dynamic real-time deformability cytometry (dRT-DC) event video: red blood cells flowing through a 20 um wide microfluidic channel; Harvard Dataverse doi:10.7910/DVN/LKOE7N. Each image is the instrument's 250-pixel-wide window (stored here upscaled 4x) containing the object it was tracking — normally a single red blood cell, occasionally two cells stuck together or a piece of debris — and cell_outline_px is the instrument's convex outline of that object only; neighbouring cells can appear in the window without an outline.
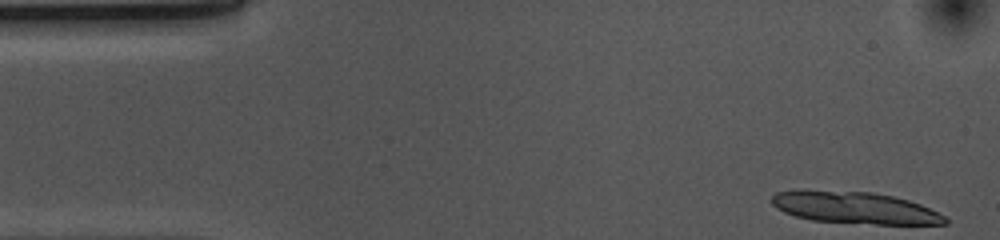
{"species": "common noctule bat (a hibernating species)", "species_latin": "Nyctalus noctula", "temperature_condition": "cold", "stored_images_in_passage": 11, "camera_frame_rate_fps": 3000, "um_per_image_px": 0.085, "animal": {"sex": "female", "body_mass_g": 10.0, "forearm_length_mm": 53.1}, "frame": {"image": 1, "passage_image": 1, "time_ms": 0.0, "image_size_px": [1000, 240], "cell_outline_px": [[948, 224], [876, 224], [812, 220], [796, 216], [784, 212], [776, 208], [772, 204], [772, 196], [776, 192], [804, 188], [872, 192], [892, 196], [908, 200], [920, 204], [944, 216], [948, 220]], "centroid_in_image_um": [72.59, 17.63], "position_along_channel_um": 12.4, "area_um2": 32.48}}